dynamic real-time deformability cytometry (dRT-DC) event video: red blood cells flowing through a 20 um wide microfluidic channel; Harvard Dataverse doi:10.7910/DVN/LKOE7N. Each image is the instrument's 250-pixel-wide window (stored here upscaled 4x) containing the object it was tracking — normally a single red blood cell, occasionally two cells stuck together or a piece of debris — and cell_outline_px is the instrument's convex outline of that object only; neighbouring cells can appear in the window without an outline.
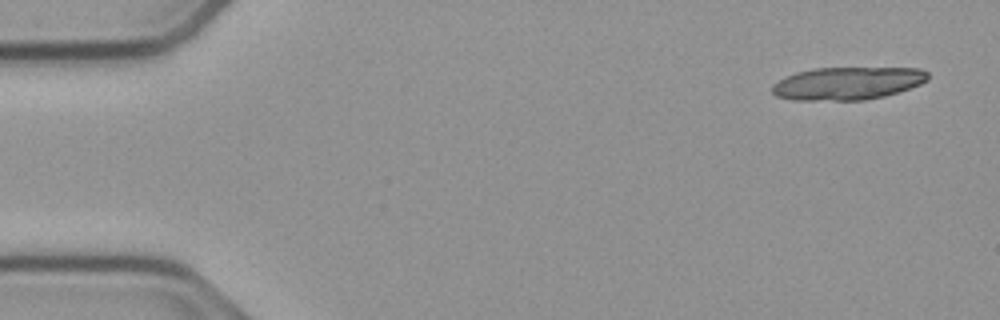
{"species": "common noctule bat (a hibernating species)", "species_latin": "Nyctalus noctula", "temperature_condition": "cold", "stored_images_in_passage": 16, "camera_frame_rate_fps": 3000, "um_per_image_px": 0.085, "animal": {"sex": "male", "body_mass_g": 23.1, "forearm_length_mm": 52.7}, "frame": {"image": 1, "passage_image": 1, "time_ms": 0.0, "image_size_px": [1000, 320], "cell_outline_px": [[928, 80], [920, 84], [884, 96], [864, 100], [792, 100], [776, 96], [772, 92], [772, 84], [784, 76], [796, 72], [812, 68], [920, 68], [928, 72]], "centroid_in_image_um": [71.99, 7.08], "position_along_channel_um": 13.0, "area_um2": 29.82}}